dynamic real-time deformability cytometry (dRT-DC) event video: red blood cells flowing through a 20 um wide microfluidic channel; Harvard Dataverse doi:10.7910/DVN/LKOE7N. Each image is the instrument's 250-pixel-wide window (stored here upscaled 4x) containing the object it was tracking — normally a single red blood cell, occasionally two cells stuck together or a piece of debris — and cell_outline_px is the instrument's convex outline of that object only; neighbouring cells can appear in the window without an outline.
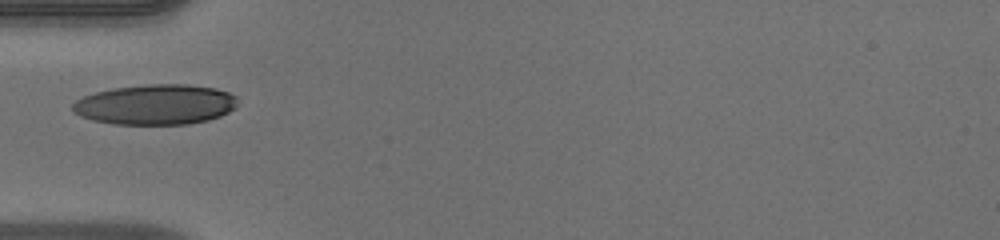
{"species": "human", "species_latin": "Homo sapiens", "temperature_condition": "warm", "stored_images_in_passage": 16, "camera_frame_rate_fps": 3000, "um_per_image_px": 0.085, "donor": {"sex": "male"}, "frame": {"image": 1, "passage_image": 1, "time_ms": 0.0, "image_size_px": [1000, 240], "cell_outline_px": [[236, 108], [220, 116], [208, 120], [188, 124], [112, 124], [92, 120], [80, 116], [72, 112], [72, 104], [76, 100], [84, 96], [96, 92], [112, 88], [144, 84], [188, 84], [216, 88], [228, 92], [236, 96]], "centroid_in_image_um": [13.21, 8.88], "position_along_channel_um": 71.8, "area_um2": 38.96}}
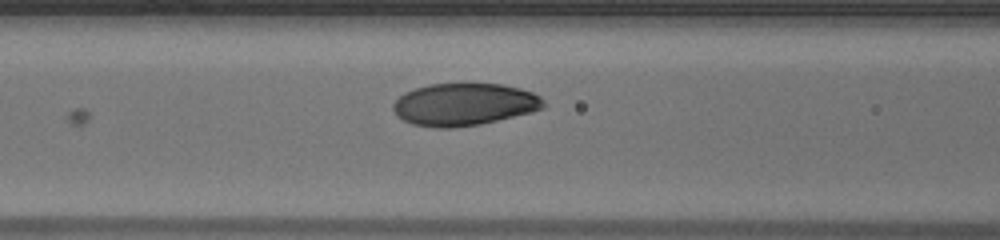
{"frame": {"image": 2, "passage_image": 5, "time_ms": 1.333, "image_size_px": [1000, 240], "cell_outline_px": [[544, 108], [532, 112], [480, 124], [452, 128], [436, 128], [412, 124], [396, 116], [392, 108], [392, 104], [404, 92], [428, 84], [500, 84], [520, 88], [532, 92], [540, 96], [544, 104]], "centroid_in_image_um": [39.43, 8.88], "position_along_channel_um": 127.2, "area_um2": 37.11}}
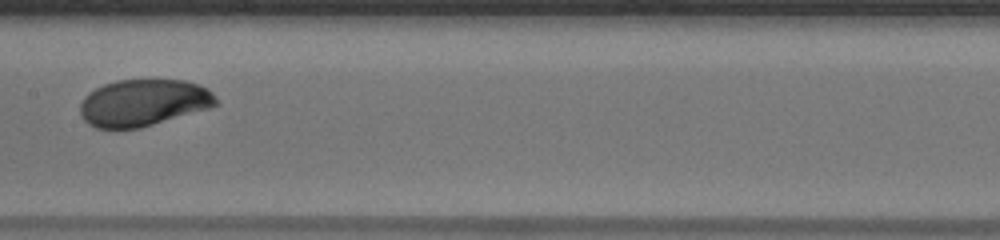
{"frame": {"image": 3, "passage_image": 10, "time_ms": 3.0, "image_size_px": [1000, 240], "cell_outline_px": [[220, 104], [212, 108], [140, 128], [96, 128], [88, 124], [84, 120], [80, 112], [80, 104], [84, 96], [88, 92], [104, 84], [116, 80], [184, 80], [208, 88], [216, 96]], "centroid_in_image_um": [12.22, 8.73], "position_along_channel_um": 195.2, "area_um2": 37.4}}